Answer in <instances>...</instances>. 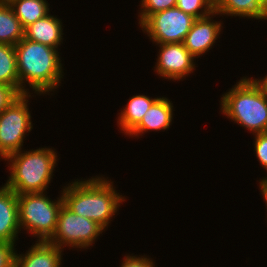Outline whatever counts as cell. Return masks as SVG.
Listing matches in <instances>:
<instances>
[{
  "label": "cell",
  "instance_id": "d4e9b609",
  "mask_svg": "<svg viewBox=\"0 0 267 267\" xmlns=\"http://www.w3.org/2000/svg\"><path fill=\"white\" fill-rule=\"evenodd\" d=\"M148 256L125 255L120 267H155V263Z\"/></svg>",
  "mask_w": 267,
  "mask_h": 267
},
{
  "label": "cell",
  "instance_id": "e0dca14e",
  "mask_svg": "<svg viewBox=\"0 0 267 267\" xmlns=\"http://www.w3.org/2000/svg\"><path fill=\"white\" fill-rule=\"evenodd\" d=\"M23 29L49 14L46 0H7Z\"/></svg>",
  "mask_w": 267,
  "mask_h": 267
},
{
  "label": "cell",
  "instance_id": "ba28073f",
  "mask_svg": "<svg viewBox=\"0 0 267 267\" xmlns=\"http://www.w3.org/2000/svg\"><path fill=\"white\" fill-rule=\"evenodd\" d=\"M195 18L177 7L150 15L141 25V30L155 44L183 43Z\"/></svg>",
  "mask_w": 267,
  "mask_h": 267
},
{
  "label": "cell",
  "instance_id": "9c48e42d",
  "mask_svg": "<svg viewBox=\"0 0 267 267\" xmlns=\"http://www.w3.org/2000/svg\"><path fill=\"white\" fill-rule=\"evenodd\" d=\"M159 45V54L154 71L165 79L180 81L195 70V58L183 43H164Z\"/></svg>",
  "mask_w": 267,
  "mask_h": 267
},
{
  "label": "cell",
  "instance_id": "9a60e30c",
  "mask_svg": "<svg viewBox=\"0 0 267 267\" xmlns=\"http://www.w3.org/2000/svg\"><path fill=\"white\" fill-rule=\"evenodd\" d=\"M146 95H133L126 107L119 113L117 125L125 135H128L142 120L150 106L158 99Z\"/></svg>",
  "mask_w": 267,
  "mask_h": 267
},
{
  "label": "cell",
  "instance_id": "277c9868",
  "mask_svg": "<svg viewBox=\"0 0 267 267\" xmlns=\"http://www.w3.org/2000/svg\"><path fill=\"white\" fill-rule=\"evenodd\" d=\"M222 114L251 133L267 132V99L252 78L242 77L220 98Z\"/></svg>",
  "mask_w": 267,
  "mask_h": 267
},
{
  "label": "cell",
  "instance_id": "484cf974",
  "mask_svg": "<svg viewBox=\"0 0 267 267\" xmlns=\"http://www.w3.org/2000/svg\"><path fill=\"white\" fill-rule=\"evenodd\" d=\"M261 181L259 182V189L261 190V194L265 200V204H266V207H267V177L263 178V179H260Z\"/></svg>",
  "mask_w": 267,
  "mask_h": 267
},
{
  "label": "cell",
  "instance_id": "d6986e66",
  "mask_svg": "<svg viewBox=\"0 0 267 267\" xmlns=\"http://www.w3.org/2000/svg\"><path fill=\"white\" fill-rule=\"evenodd\" d=\"M0 83L13 87L19 92L16 51L10 44L0 43Z\"/></svg>",
  "mask_w": 267,
  "mask_h": 267
},
{
  "label": "cell",
  "instance_id": "30bf717a",
  "mask_svg": "<svg viewBox=\"0 0 267 267\" xmlns=\"http://www.w3.org/2000/svg\"><path fill=\"white\" fill-rule=\"evenodd\" d=\"M216 15L218 13L214 11L206 17L195 19L187 33L183 44L194 58H199L208 52L219 38L223 23L213 20Z\"/></svg>",
  "mask_w": 267,
  "mask_h": 267
},
{
  "label": "cell",
  "instance_id": "4fadbf2b",
  "mask_svg": "<svg viewBox=\"0 0 267 267\" xmlns=\"http://www.w3.org/2000/svg\"><path fill=\"white\" fill-rule=\"evenodd\" d=\"M62 249L48 241H36L25 254H15L14 267H62Z\"/></svg>",
  "mask_w": 267,
  "mask_h": 267
},
{
  "label": "cell",
  "instance_id": "7402d4cb",
  "mask_svg": "<svg viewBox=\"0 0 267 267\" xmlns=\"http://www.w3.org/2000/svg\"><path fill=\"white\" fill-rule=\"evenodd\" d=\"M254 151L262 167L267 171V132L254 134Z\"/></svg>",
  "mask_w": 267,
  "mask_h": 267
},
{
  "label": "cell",
  "instance_id": "4316f807",
  "mask_svg": "<svg viewBox=\"0 0 267 267\" xmlns=\"http://www.w3.org/2000/svg\"><path fill=\"white\" fill-rule=\"evenodd\" d=\"M255 82L259 85V87L262 89L266 99H267V75L263 77L262 79H254Z\"/></svg>",
  "mask_w": 267,
  "mask_h": 267
},
{
  "label": "cell",
  "instance_id": "5bb4252c",
  "mask_svg": "<svg viewBox=\"0 0 267 267\" xmlns=\"http://www.w3.org/2000/svg\"><path fill=\"white\" fill-rule=\"evenodd\" d=\"M61 21L54 15L47 14L24 29V38L58 49L63 43L64 35Z\"/></svg>",
  "mask_w": 267,
  "mask_h": 267
},
{
  "label": "cell",
  "instance_id": "ffe728a7",
  "mask_svg": "<svg viewBox=\"0 0 267 267\" xmlns=\"http://www.w3.org/2000/svg\"><path fill=\"white\" fill-rule=\"evenodd\" d=\"M176 7L195 19L203 18L215 11V0H176Z\"/></svg>",
  "mask_w": 267,
  "mask_h": 267
},
{
  "label": "cell",
  "instance_id": "8fae6325",
  "mask_svg": "<svg viewBox=\"0 0 267 267\" xmlns=\"http://www.w3.org/2000/svg\"><path fill=\"white\" fill-rule=\"evenodd\" d=\"M19 230L17 194L3 185L0 188V242L15 244Z\"/></svg>",
  "mask_w": 267,
  "mask_h": 267
},
{
  "label": "cell",
  "instance_id": "6da1fadb",
  "mask_svg": "<svg viewBox=\"0 0 267 267\" xmlns=\"http://www.w3.org/2000/svg\"><path fill=\"white\" fill-rule=\"evenodd\" d=\"M19 93L48 94L61 86L63 67L58 49L22 38L15 46ZM26 83V84H25ZM26 88V89H25Z\"/></svg>",
  "mask_w": 267,
  "mask_h": 267
},
{
  "label": "cell",
  "instance_id": "2e32d148",
  "mask_svg": "<svg viewBox=\"0 0 267 267\" xmlns=\"http://www.w3.org/2000/svg\"><path fill=\"white\" fill-rule=\"evenodd\" d=\"M218 15L247 17L248 19L267 20V11L257 0H215Z\"/></svg>",
  "mask_w": 267,
  "mask_h": 267
},
{
  "label": "cell",
  "instance_id": "7c38bea8",
  "mask_svg": "<svg viewBox=\"0 0 267 267\" xmlns=\"http://www.w3.org/2000/svg\"><path fill=\"white\" fill-rule=\"evenodd\" d=\"M173 103L167 97H159L144 114L140 123L128 134L143 136L145 132L169 129L173 120Z\"/></svg>",
  "mask_w": 267,
  "mask_h": 267
},
{
  "label": "cell",
  "instance_id": "7a4b0ae2",
  "mask_svg": "<svg viewBox=\"0 0 267 267\" xmlns=\"http://www.w3.org/2000/svg\"><path fill=\"white\" fill-rule=\"evenodd\" d=\"M80 180L76 179L63 187L64 205L73 213L107 229L122 202L126 201L125 196L115 190L113 181L102 175Z\"/></svg>",
  "mask_w": 267,
  "mask_h": 267
},
{
  "label": "cell",
  "instance_id": "ac0fdd59",
  "mask_svg": "<svg viewBox=\"0 0 267 267\" xmlns=\"http://www.w3.org/2000/svg\"><path fill=\"white\" fill-rule=\"evenodd\" d=\"M24 37V29L7 1H0V43L15 46Z\"/></svg>",
  "mask_w": 267,
  "mask_h": 267
},
{
  "label": "cell",
  "instance_id": "83f0119b",
  "mask_svg": "<svg viewBox=\"0 0 267 267\" xmlns=\"http://www.w3.org/2000/svg\"><path fill=\"white\" fill-rule=\"evenodd\" d=\"M257 2L267 11V0H257Z\"/></svg>",
  "mask_w": 267,
  "mask_h": 267
},
{
  "label": "cell",
  "instance_id": "52a82bcc",
  "mask_svg": "<svg viewBox=\"0 0 267 267\" xmlns=\"http://www.w3.org/2000/svg\"><path fill=\"white\" fill-rule=\"evenodd\" d=\"M105 231L95 221L73 213L64 204L62 205L55 233L48 240L49 243L56 245L64 250V246L89 249L94 246L96 239Z\"/></svg>",
  "mask_w": 267,
  "mask_h": 267
},
{
  "label": "cell",
  "instance_id": "cb8c5ba5",
  "mask_svg": "<svg viewBox=\"0 0 267 267\" xmlns=\"http://www.w3.org/2000/svg\"><path fill=\"white\" fill-rule=\"evenodd\" d=\"M15 244L0 242V267H14Z\"/></svg>",
  "mask_w": 267,
  "mask_h": 267
},
{
  "label": "cell",
  "instance_id": "5b68a950",
  "mask_svg": "<svg viewBox=\"0 0 267 267\" xmlns=\"http://www.w3.org/2000/svg\"><path fill=\"white\" fill-rule=\"evenodd\" d=\"M47 192L17 195L20 229H24L37 241H48L55 233L63 197L52 200ZM45 194V195H44Z\"/></svg>",
  "mask_w": 267,
  "mask_h": 267
},
{
  "label": "cell",
  "instance_id": "8992f818",
  "mask_svg": "<svg viewBox=\"0 0 267 267\" xmlns=\"http://www.w3.org/2000/svg\"><path fill=\"white\" fill-rule=\"evenodd\" d=\"M31 94L20 95L9 107L0 113V157L22 150L26 133L33 129L28 107Z\"/></svg>",
  "mask_w": 267,
  "mask_h": 267
},
{
  "label": "cell",
  "instance_id": "603a6c76",
  "mask_svg": "<svg viewBox=\"0 0 267 267\" xmlns=\"http://www.w3.org/2000/svg\"><path fill=\"white\" fill-rule=\"evenodd\" d=\"M20 95L15 88L0 83V113L9 107Z\"/></svg>",
  "mask_w": 267,
  "mask_h": 267
},
{
  "label": "cell",
  "instance_id": "3957f363",
  "mask_svg": "<svg viewBox=\"0 0 267 267\" xmlns=\"http://www.w3.org/2000/svg\"><path fill=\"white\" fill-rule=\"evenodd\" d=\"M58 155L55 149L20 150L4 160L9 163L10 176L4 184L17 195L46 192L52 181Z\"/></svg>",
  "mask_w": 267,
  "mask_h": 267
},
{
  "label": "cell",
  "instance_id": "44dd1931",
  "mask_svg": "<svg viewBox=\"0 0 267 267\" xmlns=\"http://www.w3.org/2000/svg\"><path fill=\"white\" fill-rule=\"evenodd\" d=\"M140 6L139 25L154 13L176 7V0H141Z\"/></svg>",
  "mask_w": 267,
  "mask_h": 267
}]
</instances>
